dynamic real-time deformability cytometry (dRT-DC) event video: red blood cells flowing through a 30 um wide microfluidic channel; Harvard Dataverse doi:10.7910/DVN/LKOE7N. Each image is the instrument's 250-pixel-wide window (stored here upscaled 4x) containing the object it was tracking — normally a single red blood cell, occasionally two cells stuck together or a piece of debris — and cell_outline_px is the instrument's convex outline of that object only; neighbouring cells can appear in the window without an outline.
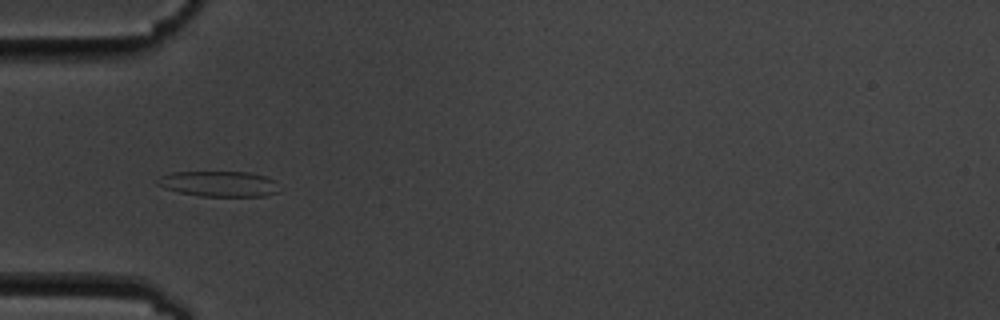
{"species": "common noctule bat (a hibernating species)", "species_latin": "Nyctalus noctula", "temperature_condition": "cold", "stored_images_in_passage": 10, "camera_frame_rate_fps": 3000, "um_per_image_px": 0.085, "animal": {"sex": "male", "body_mass_g": 19.5, "forearm_length_mm": 54.6}, "frame": {"image": 1, "passage_image": 5, "time_ms": 4.667, "image_size_px": [1000, 320], "cell_outline_px": [[280, 192], [264, 196], [200, 196], [180, 192], [164, 188], [156, 184], [156, 180], [160, 176], [172, 172], [248, 172], [264, 176], [272, 180]], "centroid_in_image_um": [18.57, 15.63], "position_along_channel_um": 66.4, "area_um2": 17.98}}
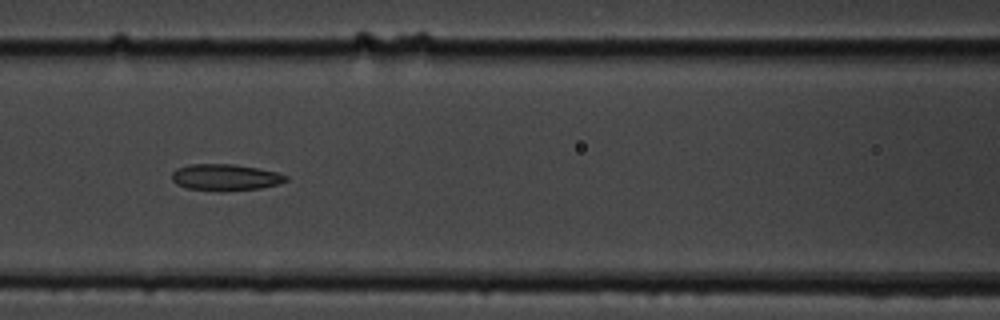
{"frame": {"image": 2, "passage_image": 7, "time_ms": 7.0, "image_size_px": [1000, 320], "cell_outline_px": [[288, 180], [276, 184], [260, 188], [220, 192], [188, 188], [176, 184], [172, 180], [172, 172], [176, 168], [192, 164], [236, 164], [276, 172], [288, 176]], "centroid_in_image_um": [19.12, 15.08], "position_along_channel_um": 147.5, "area_um2": 17.63}}
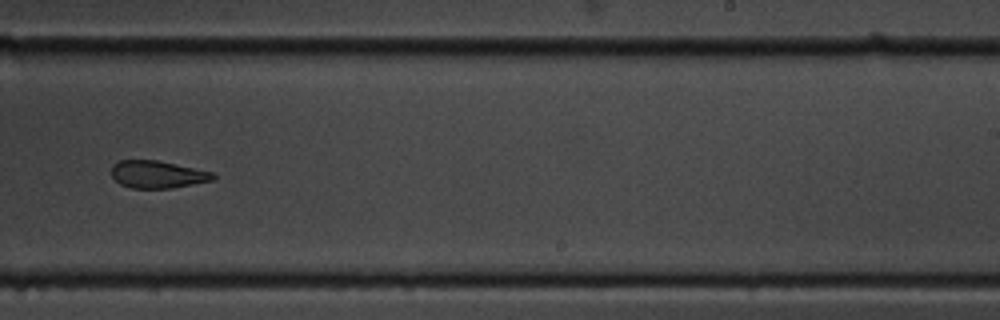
{"frame": {"image": 3, "passage_image": 10, "time_ms": 10.667, "image_size_px": [1000, 320], "cell_outline_px": [[216, 176], [212, 180], [172, 188], [132, 188], [120, 184], [112, 176], [112, 164], [120, 160], [156, 160], [176, 164], [212, 172]], "centroid_in_image_um": [13.36, 14.82], "position_along_channel_um": 275.6, "area_um2": 16.07}}